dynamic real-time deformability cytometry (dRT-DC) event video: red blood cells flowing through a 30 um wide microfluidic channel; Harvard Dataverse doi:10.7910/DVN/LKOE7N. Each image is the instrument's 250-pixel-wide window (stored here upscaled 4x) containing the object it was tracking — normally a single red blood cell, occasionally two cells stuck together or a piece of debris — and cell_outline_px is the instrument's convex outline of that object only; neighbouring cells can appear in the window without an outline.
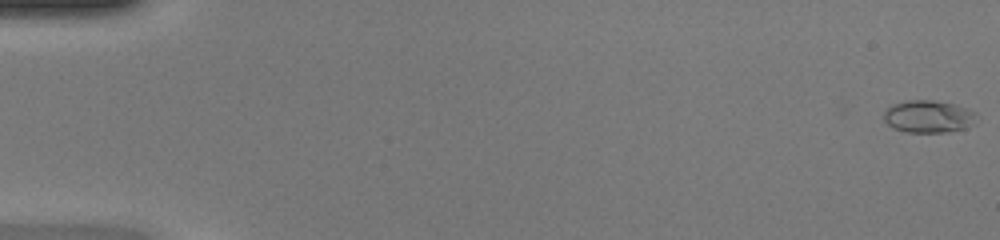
{"species": "common noctule bat (a hibernating species)", "species_latin": "Nyctalus noctula", "temperature_condition": "warm", "stored_images_in_passage": 49, "camera_frame_rate_fps": 3000, "um_per_image_px": 0.085, "animal": {"sex": "female", "body_mass_g": 20.0, "forearm_length_mm": 54.0}, "frame": {"image": 1, "passage_image": 1, "time_ms": 0.0, "image_size_px": [1000, 240], "cell_outline_px": [[976, 112], [972, 124], [964, 128], [948, 132], [908, 132], [892, 128], [884, 120], [884, 112], [892, 104], [908, 100], [932, 100], [956, 104], [968, 108]], "centroid_in_image_um": [78.9, 9.89], "position_along_channel_um": 6.1, "area_um2": 17.46}}
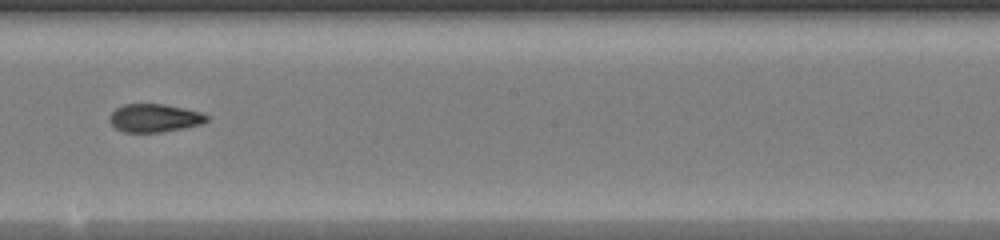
{"frame": {"image": 2, "passage_image": 29, "time_ms": 9.333, "image_size_px": [1000, 240], "cell_outline_px": [[208, 120], [200, 124], [160, 132], [124, 132], [116, 128], [108, 120], [108, 116], [116, 108], [124, 104], [164, 104], [184, 108], [200, 112], [208, 116]], "centroid_in_image_um": [13.08, 10.02], "position_along_channel_um": 235.1, "area_um2": 15.78}}
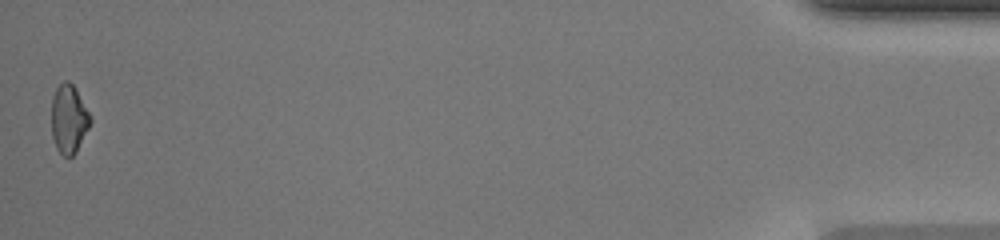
{"frame": {"image": 3, "passage_image": 49, "time_ms": 16.0, "image_size_px": [1000, 240], "cell_outline_px": [[92, 120], [76, 152], [72, 156], [64, 156], [56, 148], [52, 136], [52, 96], [56, 88], [64, 80], [68, 80], [76, 88], [92, 116]], "centroid_in_image_um": [5.86, 10.08], "position_along_channel_um": 429.3, "area_um2": 15.61}, "authors_computed_cell_mechanics": {"area_um2": 16.473, "velocity_mm_per_s": 4.2929, "shape_relaxation_time_tau1_ms": null, "shape_relaxation_time_tau2_ms": 2.8335, "deformation_change_tau1": null, "deformation_change_tau2": 0.0763}}